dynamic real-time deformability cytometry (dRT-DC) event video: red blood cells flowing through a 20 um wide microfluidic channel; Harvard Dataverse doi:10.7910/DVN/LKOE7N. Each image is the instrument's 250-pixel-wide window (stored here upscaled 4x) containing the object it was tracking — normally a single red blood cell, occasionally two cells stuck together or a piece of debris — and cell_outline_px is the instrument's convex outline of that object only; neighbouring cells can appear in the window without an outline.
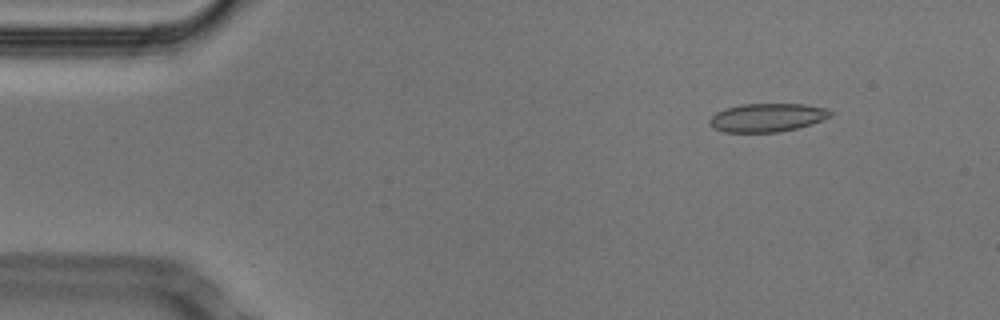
{"species": "Egyptian fruit bat (a non-hibernating species)", "species_latin": "Rousettus aegyptiacus", "temperature_condition": "cold", "stored_images_in_passage": 54, "segment_of_instrument_passage": [1, 2], "camera_frame_rate_fps": 3000, "um_per_image_px": 0.085, "animal": {"sex": "male"}, "frame": {"image": 1, "passage_image": 6, "time_ms": 1.667, "image_size_px": [1000, 320], "cell_outline_px": [[832, 116], [812, 124], [780, 132], [724, 132], [712, 128], [708, 120], [716, 112], [724, 108], [744, 104], [804, 104], [828, 108], [832, 112]], "centroid_in_image_um": [65.21, 9.99], "position_along_channel_um": 19.8, "area_um2": 20.17}}
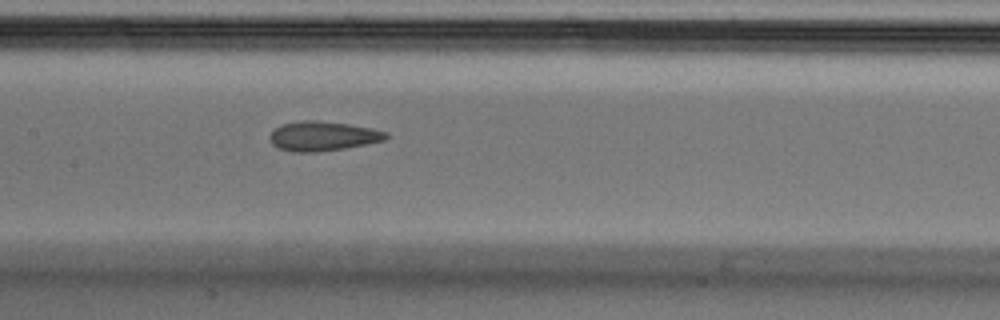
{"frame": {"image": 2, "passage_image": 25, "time_ms": 8.0, "image_size_px": [1000, 320], "cell_outline_px": [[388, 136], [384, 140], [344, 148], [316, 152], [292, 152], [280, 148], [272, 144], [268, 136], [280, 124], [300, 120], [316, 120], [348, 124], [372, 128], [388, 132]], "centroid_in_image_um": [27.41, 11.56], "position_along_channel_um": 180.0, "area_um2": 19.94}}
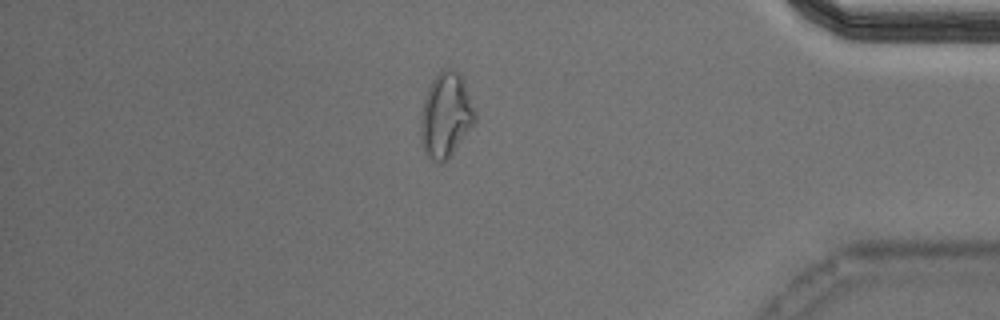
{"frame": {"image": 3, "passage_image": 45, "time_ms": 14.667, "image_size_px": [1000, 320], "cell_outline_px": [[476, 120], [452, 152], [440, 164], [432, 160], [428, 156], [420, 144], [420, 120], [424, 100], [428, 88], [432, 80], [440, 68], [456, 68], [460, 72], [476, 112]], "centroid_in_image_um": [37.87, 9.73], "position_along_channel_um": 397.3, "area_um2": 26.76}}